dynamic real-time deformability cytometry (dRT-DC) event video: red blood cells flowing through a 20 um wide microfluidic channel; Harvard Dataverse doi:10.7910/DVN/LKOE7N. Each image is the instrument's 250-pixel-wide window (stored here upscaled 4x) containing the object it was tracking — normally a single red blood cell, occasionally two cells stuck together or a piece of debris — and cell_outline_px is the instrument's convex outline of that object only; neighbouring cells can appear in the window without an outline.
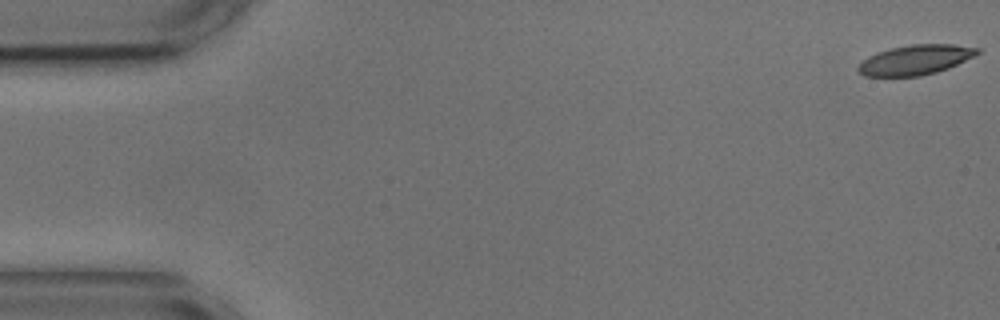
{"species": "common noctule bat (a hibernating species)", "species_latin": "Nyctalus noctula", "temperature_condition": "cold", "stored_images_in_passage": 57, "camera_frame_rate_fps": 3000, "um_per_image_px": 0.085, "animal": {"sex": "male", "body_mass_g": 17.9, "forearm_length_mm": 54.2}, "frame": {"image": 1, "passage_image": 1, "time_ms": 0.0, "image_size_px": [1000, 320], "cell_outline_px": [[980, 52], [976, 56], [948, 68], [936, 72], [920, 76], [864, 76], [856, 68], [868, 56], [876, 52], [892, 48], [912, 44], [952, 44], [980, 48]], "centroid_in_image_um": [77.84, 5.08], "position_along_channel_um": 7.2, "area_um2": 20.69}}
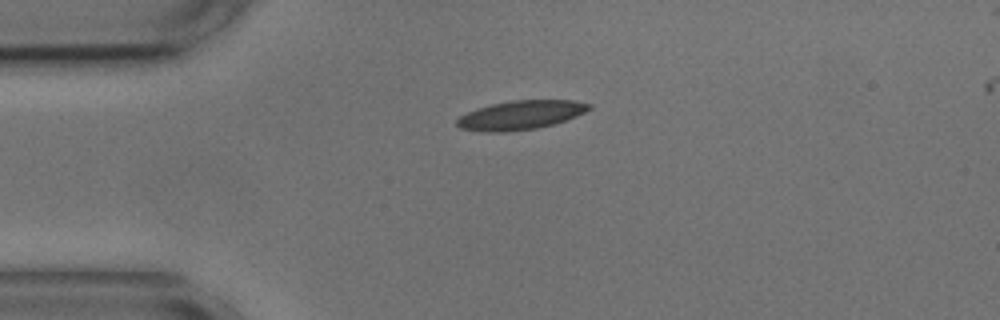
{"frame": {"image": 2, "passage_image": 13, "time_ms": 4.0, "image_size_px": [1000, 320], "cell_outline_px": [[592, 108], [576, 116], [552, 124], [536, 128], [508, 132], [484, 132], [460, 128], [456, 124], [456, 120], [460, 116], [476, 108], [492, 104], [512, 100], [572, 100], [592, 104]], "centroid_in_image_um": [44.24, 9.78], "position_along_channel_um": 40.8, "area_um2": 22.25}}
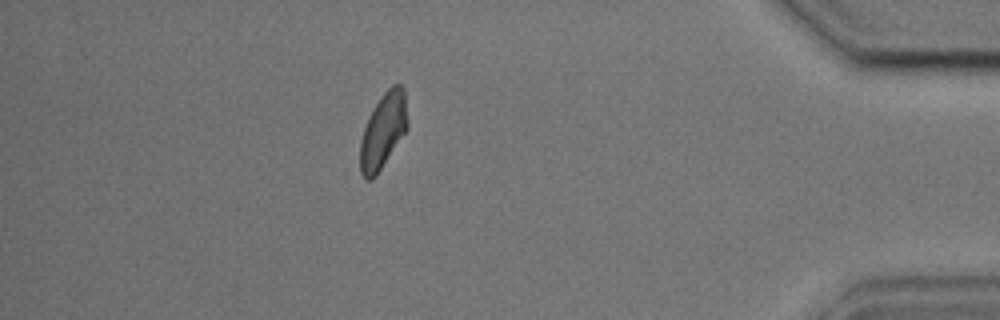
{"frame": {"image": 3, "passage_image": 49, "time_ms": 16.0, "image_size_px": [1000, 320], "cell_outline_px": [[408, 128], [376, 176], [372, 180], [364, 180], [360, 172], [360, 140], [368, 116], [380, 96], [392, 84], [400, 84], [404, 88], [408, 120]], "centroid_in_image_um": [32.56, 11.12], "position_along_channel_um": 402.6, "area_um2": 21.04}}